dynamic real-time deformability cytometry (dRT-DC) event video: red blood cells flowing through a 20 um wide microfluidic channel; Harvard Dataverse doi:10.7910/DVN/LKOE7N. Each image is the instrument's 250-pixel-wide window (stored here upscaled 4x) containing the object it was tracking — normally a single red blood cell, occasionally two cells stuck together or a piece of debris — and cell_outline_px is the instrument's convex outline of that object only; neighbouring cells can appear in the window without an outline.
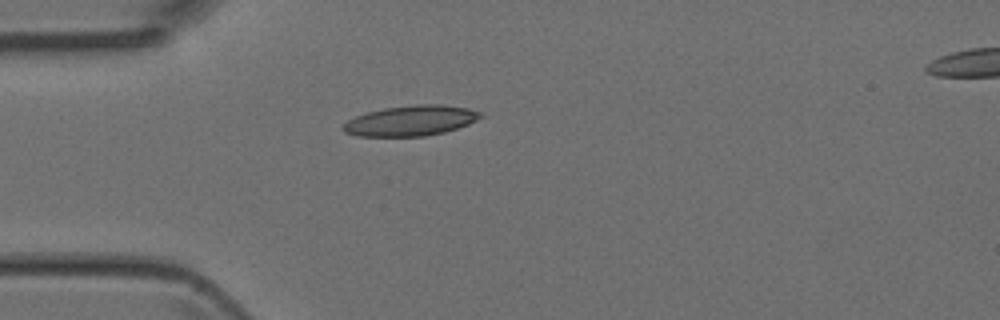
{"species": "Egyptian fruit bat (a non-hibernating species)", "species_latin": "Rousettus aegyptiacus", "temperature_condition": "room temperature", "stored_images_in_passage": 1, "camera_frame_rate_fps": 3000, "um_per_image_px": 0.085, "animal": {"sex": "female"}, "frame": {"image": 1, "passage_image": 1, "time_ms": 0.0, "image_size_px": [1000, 320], "cell_outline_px": [[484, 116], [468, 124], [444, 132], [424, 136], [356, 136], [344, 132], [340, 128], [348, 120], [356, 116], [368, 112], [384, 108], [416, 104], [440, 104], [468, 108], [484, 112]], "centroid_in_image_um": [34.93, 10.25], "position_along_channel_um": 50.1, "area_um2": 24.33}}